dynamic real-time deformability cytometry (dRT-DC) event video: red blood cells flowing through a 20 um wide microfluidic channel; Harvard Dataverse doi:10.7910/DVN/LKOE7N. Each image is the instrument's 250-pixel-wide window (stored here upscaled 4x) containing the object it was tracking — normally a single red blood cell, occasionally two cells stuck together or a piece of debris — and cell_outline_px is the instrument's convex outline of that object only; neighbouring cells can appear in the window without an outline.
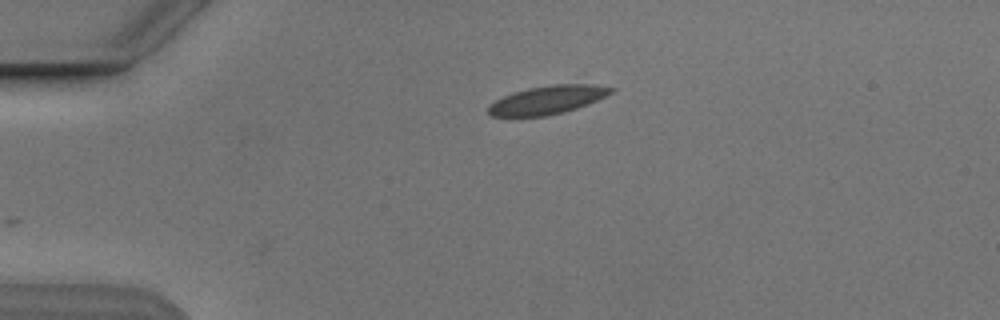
{"species": "Egyptian fruit bat (a non-hibernating species)", "species_latin": "Rousettus aegyptiacus", "temperature_condition": "cold", "stored_images_in_passage": 2, "camera_frame_rate_fps": 3000, "um_per_image_px": 0.085, "animal": {"sex": "male"}, "frame": {"image": 1, "passage_image": 1, "time_ms": 0.0, "image_size_px": [1000, 320], "cell_outline_px": [[616, 88], [612, 92], [588, 104], [564, 112], [544, 116], [492, 116], [488, 112], [488, 104], [512, 92], [528, 88], [552, 84], [596, 84]], "centroid_in_image_um": [46.53, 8.48], "position_along_channel_um": 38.5, "area_um2": 20.23}}